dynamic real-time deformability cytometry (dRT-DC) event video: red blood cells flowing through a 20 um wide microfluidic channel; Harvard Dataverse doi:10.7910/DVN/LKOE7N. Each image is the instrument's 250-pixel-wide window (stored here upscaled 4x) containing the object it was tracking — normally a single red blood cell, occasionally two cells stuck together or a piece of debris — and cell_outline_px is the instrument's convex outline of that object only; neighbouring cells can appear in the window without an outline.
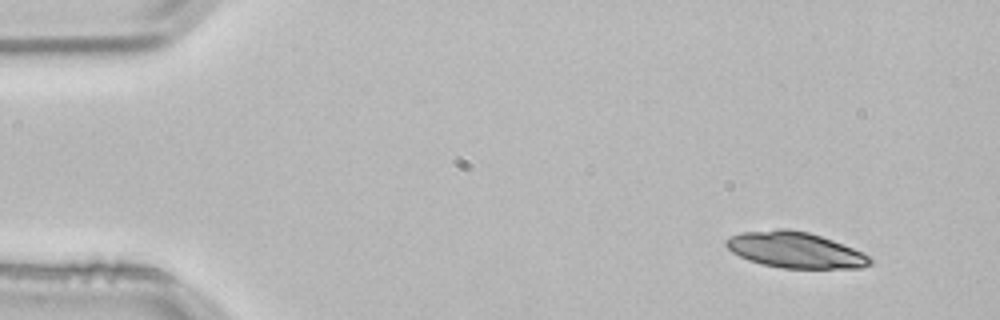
{"species": "common noctule bat (a hibernating species)", "species_latin": "Nyctalus noctula", "temperature_condition": "room temperature", "stored_images_in_passage": 4, "segment_of_instrument_passage": [1, 2], "camera_frame_rate_fps": 3000, "um_per_image_px": 0.085, "animal": {"sex": "male", "body_mass_g": 21.5, "forearm_length_mm": 52.0}, "frame": {"image": 1, "passage_image": 1, "time_ms": 0.0, "image_size_px": [1000, 320], "cell_outline_px": [[872, 264], [860, 268], [780, 268], [748, 260], [732, 252], [724, 244], [724, 240], [740, 232], [780, 228], [788, 228], [808, 232], [832, 240], [852, 248], [868, 256], [872, 260]], "centroid_in_image_um": [67.55, 21.24], "position_along_channel_um": 17.4, "area_um2": 30.0}}